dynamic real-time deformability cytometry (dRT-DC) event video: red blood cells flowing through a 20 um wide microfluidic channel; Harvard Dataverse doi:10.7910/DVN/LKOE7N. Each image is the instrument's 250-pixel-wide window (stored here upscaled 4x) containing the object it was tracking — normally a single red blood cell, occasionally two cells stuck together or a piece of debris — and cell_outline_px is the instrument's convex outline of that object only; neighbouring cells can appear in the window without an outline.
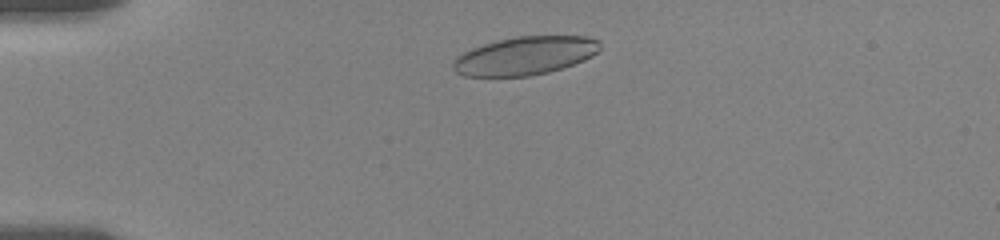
{"species": "human", "species_latin": "Homo sapiens", "temperature_condition": "room temperature", "stored_images_in_passage": 49, "camera_frame_rate_fps": 3000, "um_per_image_px": 0.085, "donor": {"sex": "female"}, "frame": {"image": 1, "passage_image": 7, "time_ms": 1.333, "image_size_px": [1000, 240], "cell_outline_px": [[600, 48], [592, 56], [584, 60], [548, 72], [528, 76], [464, 76], [456, 72], [452, 68], [452, 64], [456, 56], [472, 48], [484, 44], [516, 36], [588, 36], [600, 40]], "centroid_in_image_um": [44.62, 4.73], "position_along_channel_um": 40.4, "area_um2": 32.66}}
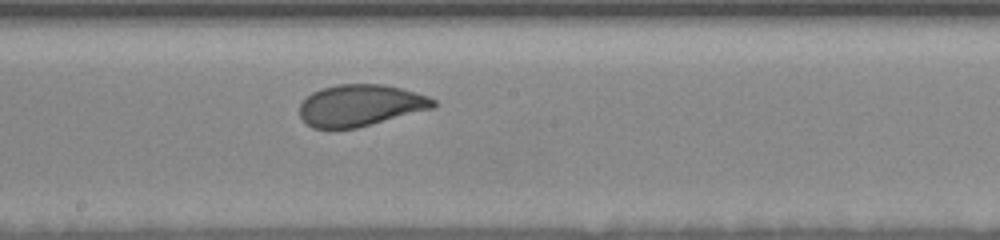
{"frame": {"image": 2, "passage_image": 32, "time_ms": 7.333, "image_size_px": [1000, 240], "cell_outline_px": [[436, 108], [356, 128], [312, 128], [300, 116], [300, 104], [312, 92], [336, 84], [384, 84], [400, 88], [428, 96], [436, 100]], "centroid_in_image_um": [30.67, 8.95], "position_along_channel_um": 217.5, "area_um2": 32.37}}
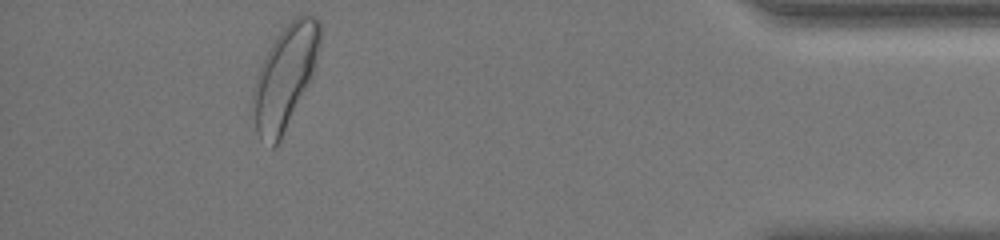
{"frame": {"image": 3, "passage_image": 47, "time_ms": 14.0, "image_size_px": [1000, 240], "cell_outline_px": [[320, 48], [316, 68], [280, 140], [272, 148], [256, 132], [248, 112], [252, 88], [264, 56], [276, 36], [296, 16], [304, 12], [316, 16], [320, 20]], "centroid_in_image_um": [24.19, 6.53], "position_along_channel_um": 411.0, "area_um2": 40.86}, "authors_computed_cell_mechanics": {"area_um2": 33.7552, "velocity_mm_per_s": 3.596, "shape_relaxation_time_tau1_ms": 3.1625, "shape_relaxation_time_tau2_ms": 0.8068, "deformation_change_tau1": 0.1282, "deformation_change_tau2": 0.0514}}